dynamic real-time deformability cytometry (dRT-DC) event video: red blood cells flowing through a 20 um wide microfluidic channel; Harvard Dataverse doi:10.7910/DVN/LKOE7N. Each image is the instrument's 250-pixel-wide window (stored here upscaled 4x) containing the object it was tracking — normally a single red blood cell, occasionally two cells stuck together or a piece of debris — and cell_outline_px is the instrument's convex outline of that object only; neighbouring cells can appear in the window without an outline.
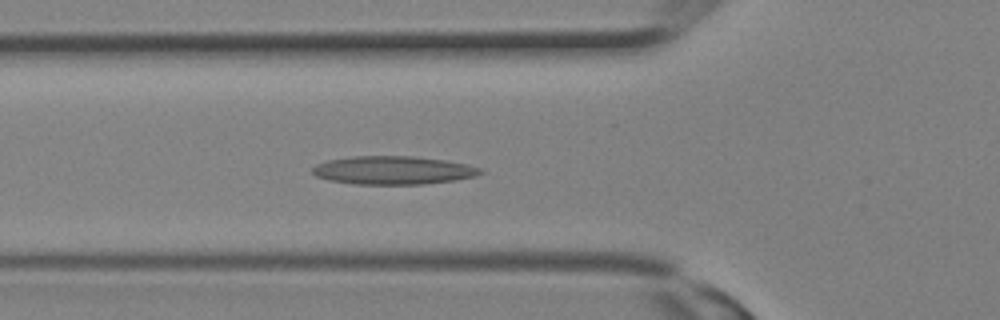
{"species": "Egyptian fruit bat (a non-hibernating species)", "species_latin": "Rousettus aegyptiacus", "temperature_condition": "room temperature", "stored_images_in_passage": 15, "camera_frame_rate_fps": 3000, "um_per_image_px": 0.085, "animal": {"sex": "female"}, "frame": {"image": 1, "passage_image": 11, "time_ms": 3.333, "image_size_px": [1000, 320], "cell_outline_px": [[484, 172], [476, 176], [452, 180], [424, 184], [352, 184], [328, 180], [316, 176], [312, 172], [312, 168], [316, 164], [328, 160], [348, 156], [416, 156], [444, 160], [464, 164], [480, 168]], "centroid_in_image_um": [33.36, 14.47], "position_along_channel_um": 92.4, "area_um2": 27.69}}
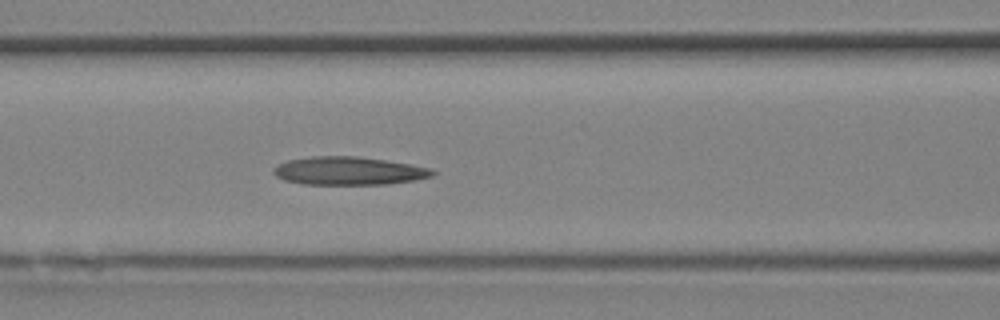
{"frame": {"image": 2, "passage_image": 13, "time_ms": 4.0, "image_size_px": [1000, 320], "cell_outline_px": [[436, 172], [432, 176], [412, 180], [388, 184], [304, 184], [284, 180], [276, 176], [272, 172], [272, 168], [288, 160], [312, 156], [356, 156], [412, 164], [432, 168]], "centroid_in_image_um": [29.64, 14.52], "position_along_channel_um": 137.0, "area_um2": 26.01}}
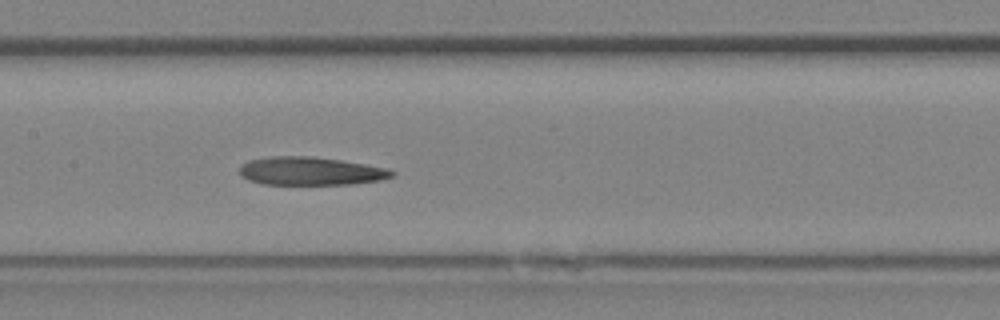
{"frame": {"image": 3, "passage_image": 15, "time_ms": 4.667, "image_size_px": [1000, 320], "cell_outline_px": [[396, 172], [392, 176], [380, 180], [352, 184], [264, 184], [248, 180], [240, 176], [240, 164], [248, 160], [272, 156], [312, 156], [340, 160], [388, 168]], "centroid_in_image_um": [26.37, 14.54], "position_along_channel_um": 181.0, "area_um2": 25.09}}